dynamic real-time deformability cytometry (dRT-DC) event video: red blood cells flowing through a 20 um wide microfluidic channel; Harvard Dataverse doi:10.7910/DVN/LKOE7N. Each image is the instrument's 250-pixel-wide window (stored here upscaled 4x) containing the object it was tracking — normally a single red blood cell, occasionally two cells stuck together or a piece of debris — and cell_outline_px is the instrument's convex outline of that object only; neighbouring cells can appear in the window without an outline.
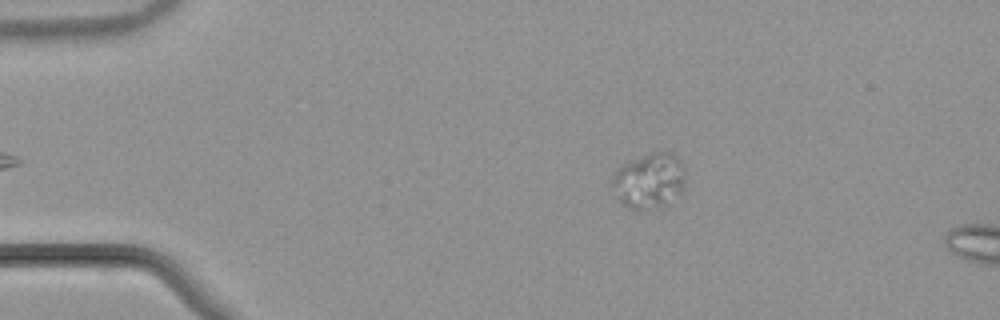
{"species": "common noctule bat (a hibernating species)", "species_latin": "Nyctalus noctula", "temperature_condition": "warm", "stored_images_in_passage": 26, "camera_frame_rate_fps": 3000, "um_per_image_px": 0.085, "animal": {"sex": "male", "body_mass_g": 21.5, "forearm_length_mm": 52.0}, "frame": {"image": 1, "passage_image": 2, "time_ms": 0.333, "image_size_px": [1000, 320], "cell_outline_px": [[684, 184], [680, 192], [664, 204], [640, 212], [636, 212], [620, 204], [616, 196], [612, 184], [612, 176], [616, 168], [628, 160], [652, 152], [672, 152], [680, 160], [684, 176]], "centroid_in_image_um": [55.1, 15.37], "position_along_channel_um": 29.9, "area_um2": 23.76}}
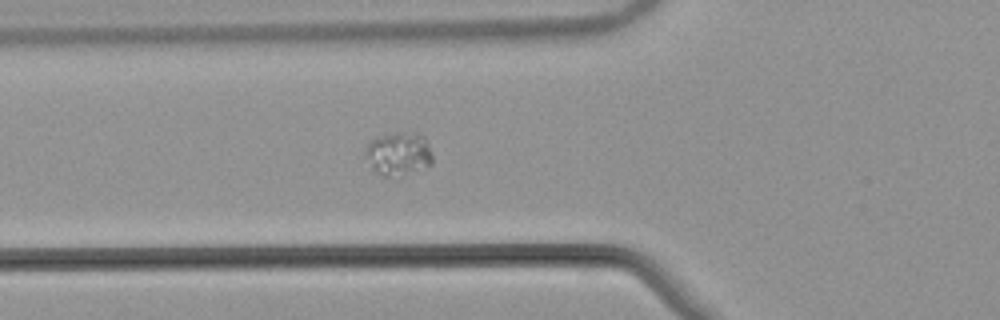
{"frame": {"image": 2, "passage_image": 12, "time_ms": 3.667, "image_size_px": [1000, 320], "cell_outline_px": [[432, 164], [388, 176], [384, 176], [372, 168], [364, 156], [364, 152], [368, 144], [372, 140], [380, 136], [396, 132], [420, 132], [424, 136], [428, 144], [432, 156]], "centroid_in_image_um": [33.85, 13.0], "position_along_channel_um": 91.9, "area_um2": 16.42}}
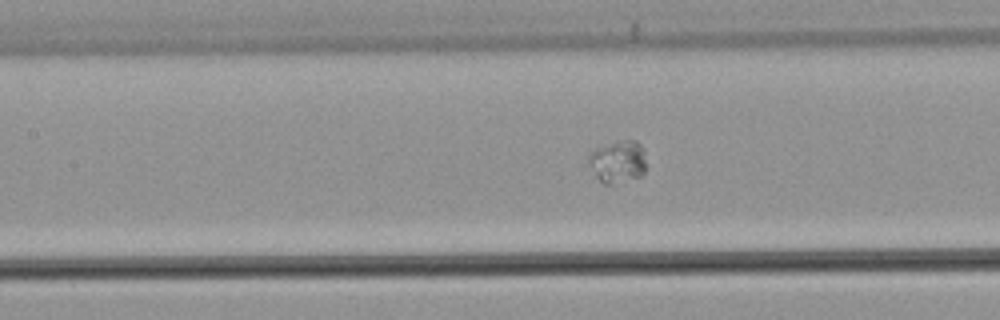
{"frame": {"image": 3, "passage_image": 17, "time_ms": 5.333, "image_size_px": [1000, 320], "cell_outline_px": [[644, 172], [640, 176], [608, 184], [604, 184], [596, 176], [588, 160], [588, 152], [596, 148], [620, 140], [636, 140], [640, 144], [644, 152]], "centroid_in_image_um": [52.49, 13.7], "position_along_channel_um": 154.9, "area_um2": 13.87}}